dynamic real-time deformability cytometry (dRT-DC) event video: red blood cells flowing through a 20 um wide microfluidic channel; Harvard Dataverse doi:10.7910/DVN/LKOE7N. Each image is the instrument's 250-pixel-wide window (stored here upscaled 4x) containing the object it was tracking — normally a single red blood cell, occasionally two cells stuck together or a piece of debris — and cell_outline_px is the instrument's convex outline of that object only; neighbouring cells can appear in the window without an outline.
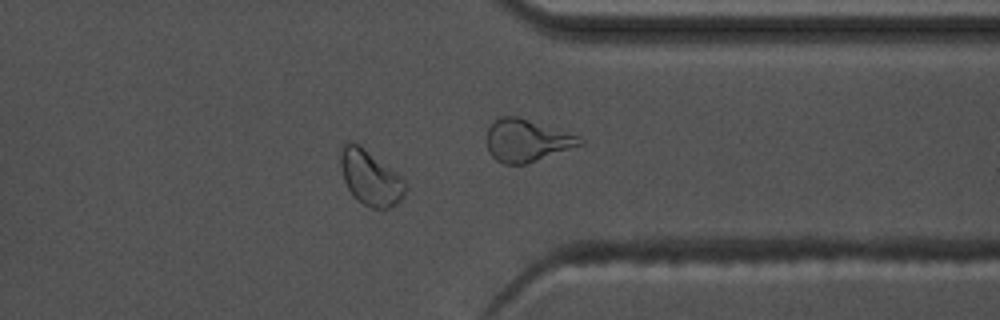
{"species": "common noctule bat (a hibernating species)", "species_latin": "Nyctalus noctula", "temperature_condition": "warm", "stored_images_in_passage": 44, "camera_frame_rate_fps": 3000, "um_per_image_px": 0.085, "animal": {"sex": "male", "body_mass_g": 17.5, "forearm_length_mm": 52.3}, "frame": {"image": 1, "passage_image": 32, "time_ms": 10.333, "image_size_px": [1000, 320], "cell_outline_px": [[408, 188], [404, 196], [396, 204], [388, 208], [372, 208], [356, 200], [348, 188], [344, 180], [340, 168], [340, 152], [344, 140], [352, 140], [360, 144], [396, 172], [404, 180]], "centroid_in_image_um": [31.46, 15.07], "position_along_channel_um": 379.9, "area_um2": 21.1}, "authors_computed_cell_mechanics": {"area_um2": 17.3111, "velocity_mm_per_s": 3.7381, "shape_relaxation_time_tau1_ms": 2.456, "shape_relaxation_time_tau2_ms": 2.5531, "deformation_change_tau1": 0.0761, "deformation_change_tau2": 0.0706}}